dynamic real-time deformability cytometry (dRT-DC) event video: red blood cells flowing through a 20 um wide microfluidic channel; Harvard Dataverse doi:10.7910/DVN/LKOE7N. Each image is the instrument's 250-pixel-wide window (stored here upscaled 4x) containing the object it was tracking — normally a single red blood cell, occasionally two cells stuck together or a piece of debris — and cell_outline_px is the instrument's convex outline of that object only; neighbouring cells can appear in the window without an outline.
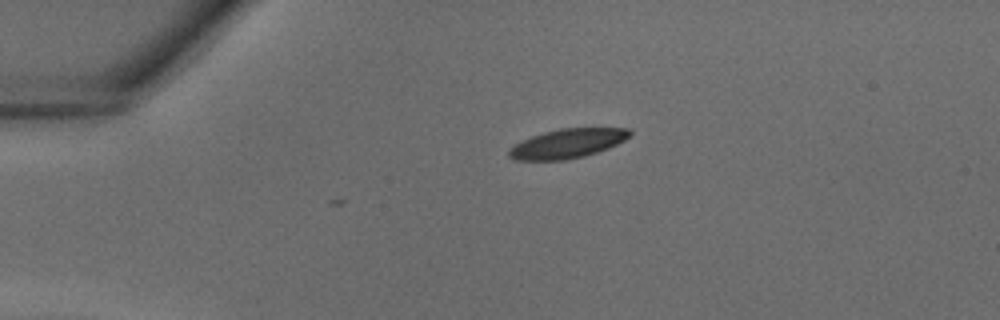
{"species": "common noctule bat (a hibernating species)", "species_latin": "Nyctalus noctula", "temperature_condition": "warm", "stored_images_in_passage": 31, "camera_frame_rate_fps": 3000, "um_per_image_px": 0.085, "animal": {"sex": "male", "body_mass_g": 18.8}, "frame": {"image": 1, "passage_image": 1, "time_ms": 0.0, "image_size_px": [1000, 320], "cell_outline_px": [[632, 132], [624, 140], [608, 148], [584, 156], [564, 160], [512, 160], [508, 156], [508, 148], [520, 140], [544, 132], [560, 128], [628, 128]], "centroid_in_image_um": [48.16, 12.2], "position_along_channel_um": 36.8, "area_um2": 20.63}}
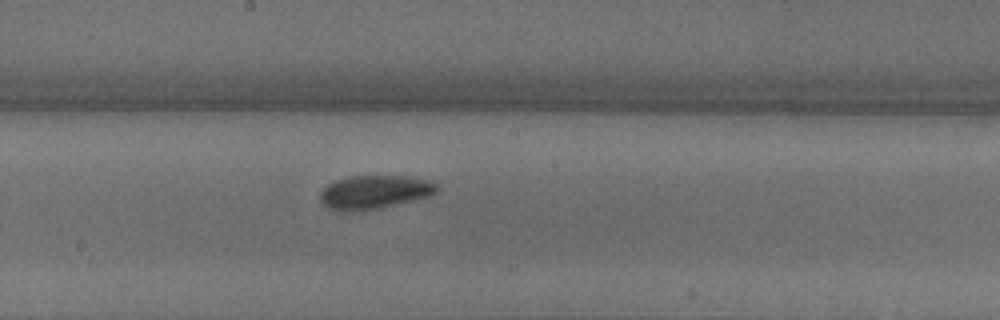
{"frame": {"image": 2, "passage_image": 14, "time_ms": 4.333, "image_size_px": [1000, 320], "cell_outline_px": [[440, 188], [432, 196], [380, 208], [352, 212], [328, 208], [320, 200], [320, 192], [328, 184], [336, 180], [352, 176], [408, 176], [424, 180], [436, 184]], "centroid_in_image_um": [31.84, 16.33], "position_along_channel_um": 216.4, "area_um2": 22.77}}
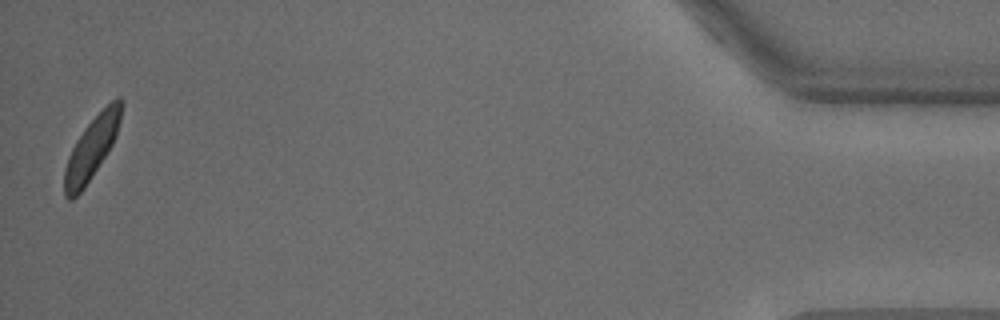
{"frame": {"image": 3, "passage_image": 31, "time_ms": 10.0, "image_size_px": [1000, 320], "cell_outline_px": [[124, 104], [116, 136], [112, 144], [84, 188], [72, 200], [68, 200], [64, 196], [64, 172], [68, 156], [76, 140], [84, 128], [116, 96], [120, 96], [124, 100]], "centroid_in_image_um": [7.8, 12.57], "position_along_channel_um": 427.4, "area_um2": 20.35}}